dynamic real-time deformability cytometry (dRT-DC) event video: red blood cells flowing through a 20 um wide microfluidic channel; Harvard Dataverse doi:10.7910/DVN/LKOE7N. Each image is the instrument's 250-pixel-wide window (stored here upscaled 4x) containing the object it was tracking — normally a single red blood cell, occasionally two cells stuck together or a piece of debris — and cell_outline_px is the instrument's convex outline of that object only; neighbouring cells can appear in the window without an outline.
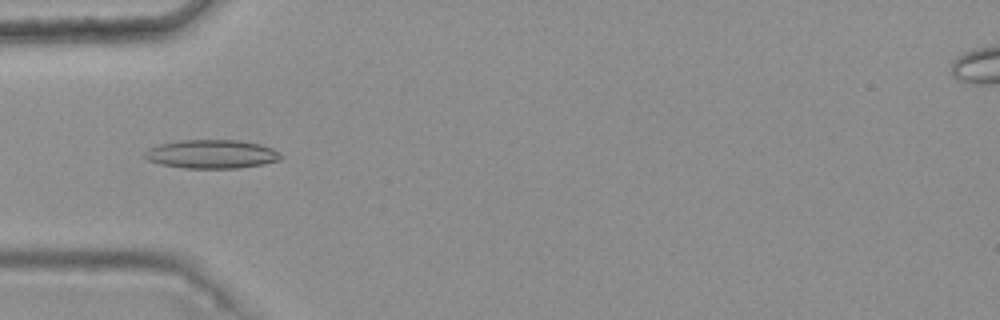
{"species": "common noctule bat (a hibernating species)", "species_latin": "Nyctalus noctula", "temperature_condition": "warm", "stored_images_in_passage": 4, "camera_frame_rate_fps": 3000, "um_per_image_px": 0.085, "animal": {"sex": "female", "body_mass_g": 25.1}, "frame": {"image": 1, "passage_image": 2, "time_ms": 0.333, "image_size_px": [1000, 320], "cell_outline_px": [[280, 160], [264, 164], [240, 168], [184, 168], [160, 164], [148, 160], [144, 156], [144, 152], [148, 148], [160, 144], [180, 140], [240, 140], [260, 144], [272, 148], [280, 152]], "centroid_in_image_um": [17.99, 13.1], "position_along_channel_um": 67.0, "area_um2": 22.83}}
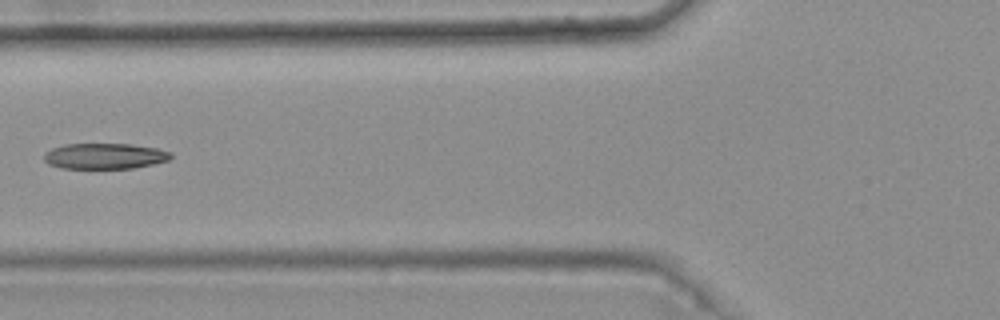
{"frame": {"image": 2, "passage_image": 3, "time_ms": 0.667, "image_size_px": [1000, 320], "cell_outline_px": [[172, 156], [168, 160], [152, 164], [132, 168], [60, 168], [48, 164], [44, 160], [44, 152], [52, 148], [64, 144], [128, 144], [156, 148], [172, 152]], "centroid_in_image_um": [8.87, 13.26], "position_along_channel_um": 116.9, "area_um2": 18.96}}
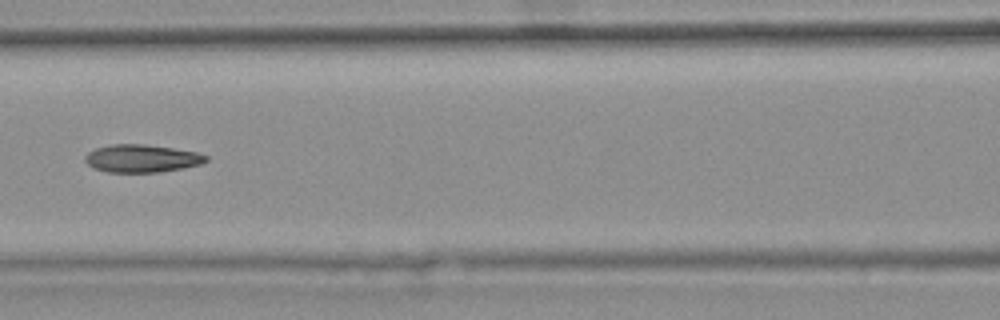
{"frame": {"image": 3, "passage_image": 4, "time_ms": 1.0, "image_size_px": [1000, 320], "cell_outline_px": [[208, 160], [200, 164], [184, 168], [160, 172], [108, 172], [92, 168], [84, 160], [84, 156], [88, 152], [96, 148], [112, 144], [144, 144], [172, 148], [196, 152], [208, 156]], "centroid_in_image_um": [12.03, 13.47], "position_along_channel_um": 154.6, "area_um2": 19.59}}